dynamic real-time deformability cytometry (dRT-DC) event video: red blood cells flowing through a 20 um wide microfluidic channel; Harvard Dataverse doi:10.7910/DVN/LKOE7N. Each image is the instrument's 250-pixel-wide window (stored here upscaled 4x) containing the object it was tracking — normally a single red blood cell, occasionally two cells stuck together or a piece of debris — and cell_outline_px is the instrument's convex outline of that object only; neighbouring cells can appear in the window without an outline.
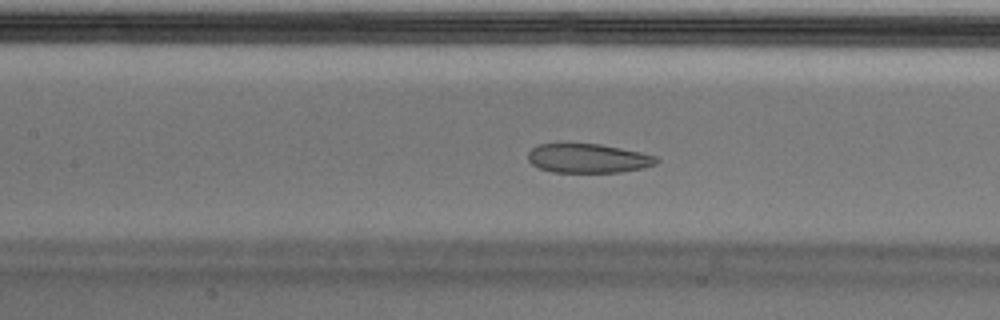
{"species": "Egyptian fruit bat (a non-hibernating species)", "species_latin": "Rousettus aegyptiacus", "temperature_condition": "cold", "stored_images_in_passage": 45, "camera_frame_rate_fps": 3000, "um_per_image_px": 0.085, "animal": {"sex": "male"}, "frame": {"image": 1, "passage_image": 14, "time_ms": 4.333, "image_size_px": [1000, 320], "cell_outline_px": [[660, 160], [656, 164], [644, 168], [620, 172], [552, 172], [540, 168], [532, 164], [528, 160], [528, 152], [532, 148], [540, 144], [600, 144], [640, 152], [656, 156]], "centroid_in_image_um": [50.01, 13.46], "position_along_channel_um": 157.4, "area_um2": 21.73}, "authors_computed_cell_mechanics": {"area_um2": 26.01, "velocity_mm_per_s": 3.6373, "shape_relaxation_time_tau1_ms": null, "shape_relaxation_time_tau2_ms": 1.7512, "deformation_change_tau1": null, "deformation_change_tau2": 0.0722}}